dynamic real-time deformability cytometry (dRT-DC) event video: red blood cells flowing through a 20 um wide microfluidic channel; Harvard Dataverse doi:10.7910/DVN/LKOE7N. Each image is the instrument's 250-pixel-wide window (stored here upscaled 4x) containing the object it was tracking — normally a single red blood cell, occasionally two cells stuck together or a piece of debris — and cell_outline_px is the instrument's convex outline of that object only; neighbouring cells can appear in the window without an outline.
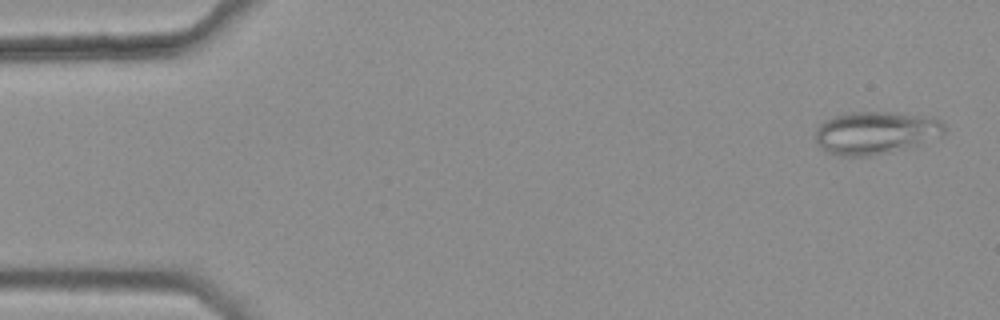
{"species": "common noctule bat (a hibernating species)", "species_latin": "Nyctalus noctula", "temperature_condition": "warm", "stored_images_in_passage": 9, "camera_frame_rate_fps": 3000, "um_per_image_px": 0.085, "animal": {"sex": "female", "body_mass_g": 25.1}, "frame": {"image": 1, "passage_image": 2, "time_ms": 0.333, "image_size_px": [1000, 320], "cell_outline_px": [[948, 128], [944, 132], [912, 144], [888, 152], [868, 156], [844, 156], [828, 152], [816, 144], [816, 128], [820, 124], [832, 116], [848, 112], [888, 112], [932, 116], [940, 120]], "centroid_in_image_um": [74.35, 11.25], "position_along_channel_um": 10.7, "area_um2": 31.44}}